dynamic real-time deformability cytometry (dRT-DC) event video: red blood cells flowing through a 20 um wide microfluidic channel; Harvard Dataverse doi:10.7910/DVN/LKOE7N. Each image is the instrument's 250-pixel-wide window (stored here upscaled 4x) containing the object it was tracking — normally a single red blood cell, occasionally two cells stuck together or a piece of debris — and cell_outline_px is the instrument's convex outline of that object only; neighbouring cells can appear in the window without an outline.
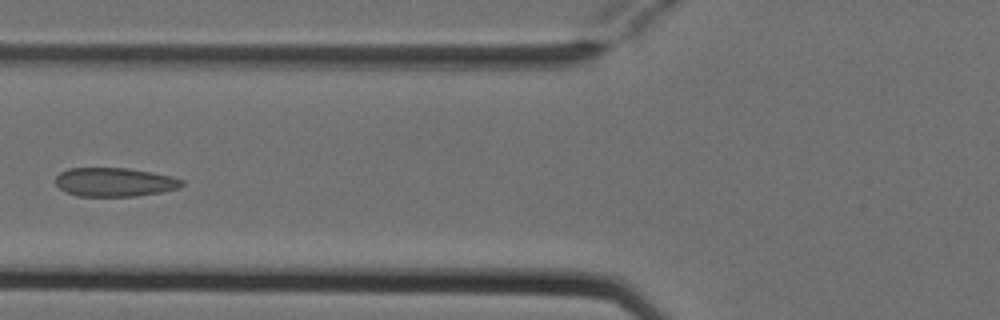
{"species": "Egyptian fruit bat (a non-hibernating species)", "species_latin": "Rousettus aegyptiacus", "temperature_condition": "cold", "stored_images_in_passage": 3, "camera_frame_rate_fps": 3000, "um_per_image_px": 0.085, "animal": {"sex": "female"}, "frame": {"image": 1, "passage_image": 3, "time_ms": 0.667, "image_size_px": [1000, 320], "cell_outline_px": [[184, 184], [176, 188], [160, 192], [136, 196], [76, 196], [64, 192], [56, 184], [56, 176], [60, 172], [68, 168], [128, 168], [152, 172], [172, 176], [184, 180]], "centroid_in_image_um": [9.71, 15.47], "position_along_channel_um": 116.1, "area_um2": 21.27}}